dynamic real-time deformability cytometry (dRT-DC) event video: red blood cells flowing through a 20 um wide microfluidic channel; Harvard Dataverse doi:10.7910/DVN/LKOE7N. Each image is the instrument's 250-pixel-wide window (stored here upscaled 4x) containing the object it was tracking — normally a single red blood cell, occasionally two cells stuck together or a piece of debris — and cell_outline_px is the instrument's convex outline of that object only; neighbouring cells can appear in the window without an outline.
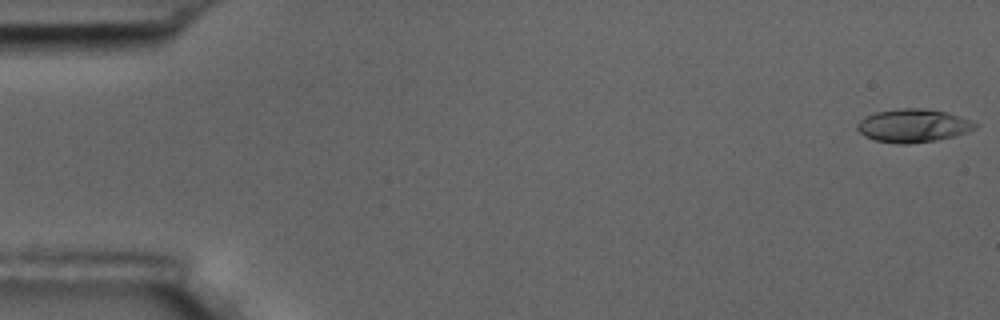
{"species": "common noctule bat (a hibernating species)", "species_latin": "Nyctalus noctula", "temperature_condition": "room temperature", "stored_images_in_passage": 56, "camera_frame_rate_fps": 3000, "um_per_image_px": 0.085, "animal": {"sex": "male", "body_mass_g": 17.5, "forearm_length_mm": 52.3}, "frame": {"image": 1, "passage_image": 1, "time_ms": 0.0, "image_size_px": [1000, 320], "cell_outline_px": [[980, 124], [976, 128], [968, 132], [936, 140], [908, 144], [896, 144], [876, 140], [864, 136], [856, 128], [856, 124], [864, 116], [876, 112], [900, 108], [924, 108], [948, 112], [960, 116]], "centroid_in_image_um": [77.62, 10.67], "position_along_channel_um": 7.4, "area_um2": 23.0}}
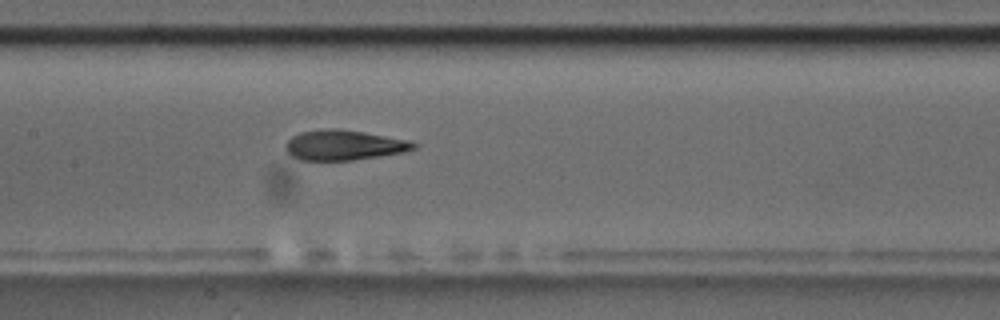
{"frame": {"image": 2, "passage_image": 27, "time_ms": 8.667, "image_size_px": [1000, 320], "cell_outline_px": [[420, 144], [416, 148], [404, 152], [352, 160], [300, 160], [292, 156], [284, 148], [284, 144], [292, 136], [300, 132], [332, 128], [336, 128], [364, 132], [408, 140]], "centroid_in_image_um": [29.23, 12.33], "position_along_channel_um": 178.2, "area_um2": 22.43}}
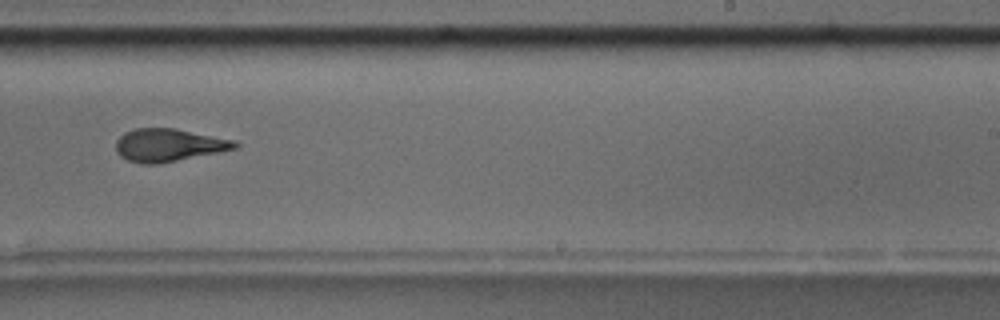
{"frame": {"image": 3, "passage_image": 35, "time_ms": 11.333, "image_size_px": [1000, 320], "cell_outline_px": [[240, 144], [236, 148], [156, 164], [144, 164], [128, 160], [120, 156], [116, 152], [116, 140], [124, 132], [132, 128], [172, 128], [236, 140]], "centroid_in_image_um": [14.29, 12.32], "position_along_channel_um": 274.7, "area_um2": 22.48}, "authors_computed_cell_mechanics": {"area_um2": 22.7732, "velocity_mm_per_s": 3.6351, "shape_relaxation_time_tau1_ms": 6.3834, "shape_relaxation_time_tau2_ms": 2.3022, "deformation_change_tau1": 0.2034, "deformation_change_tau2": 0.1077}}